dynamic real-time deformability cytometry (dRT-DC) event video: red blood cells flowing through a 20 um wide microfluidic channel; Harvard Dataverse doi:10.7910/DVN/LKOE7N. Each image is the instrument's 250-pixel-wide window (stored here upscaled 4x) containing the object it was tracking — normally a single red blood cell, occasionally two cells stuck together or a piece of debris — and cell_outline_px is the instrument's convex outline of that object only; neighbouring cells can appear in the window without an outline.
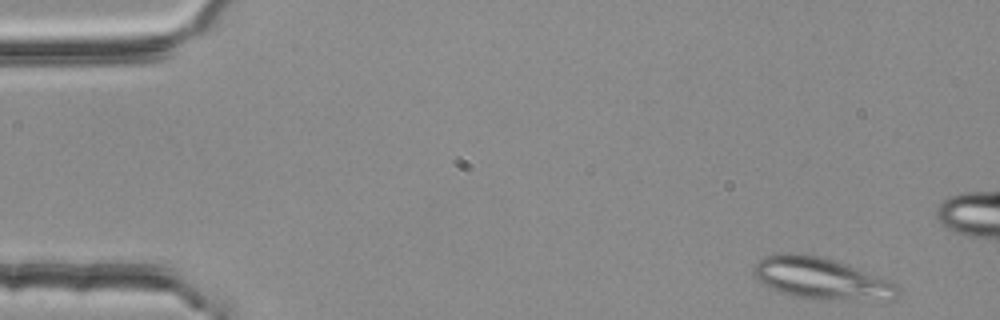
{"species": "common noctule bat (a hibernating species)", "species_latin": "Nyctalus noctula", "temperature_condition": "room temperature", "stored_images_in_passage": 14, "camera_frame_rate_fps": 3000, "um_per_image_px": 0.085, "animal": {"sex": "female", "body_mass_g": 25.1}, "frame": {"image": 1, "passage_image": 1, "time_ms": 0.0, "image_size_px": [1000, 320], "cell_outline_px": [[904, 292], [892, 300], [824, 300], [796, 296], [772, 288], [764, 284], [752, 272], [752, 268], [764, 256], [780, 252], [800, 252], [824, 256], [900, 284], [904, 288]], "centroid_in_image_um": [69.91, 23.66], "position_along_channel_um": 15.1, "area_um2": 35.55}}